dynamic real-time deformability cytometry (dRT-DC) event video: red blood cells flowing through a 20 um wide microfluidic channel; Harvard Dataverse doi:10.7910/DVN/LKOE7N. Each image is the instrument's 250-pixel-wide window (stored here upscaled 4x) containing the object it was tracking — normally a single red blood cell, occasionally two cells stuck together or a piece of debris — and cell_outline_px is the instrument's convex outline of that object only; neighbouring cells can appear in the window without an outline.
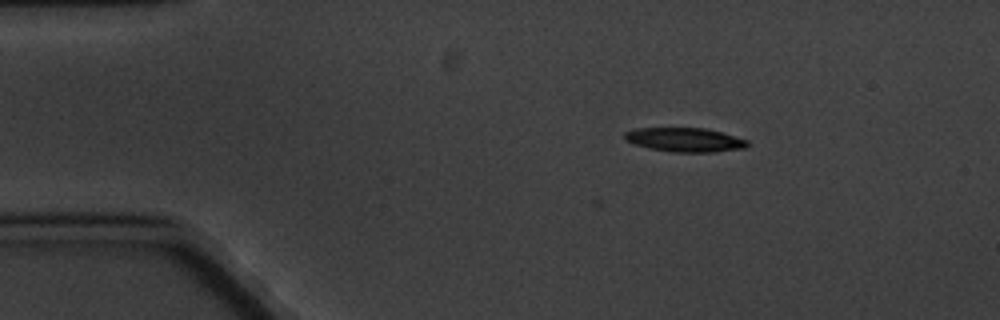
{"species": "common noctule bat (a hibernating species)", "species_latin": "Nyctalus noctula", "temperature_condition": "cold", "stored_images_in_passage": 3, "camera_frame_rate_fps": 3000, "um_per_image_px": 0.085, "animal": {"sex": "male", "body_mass_g": 20.1, "forearm_length_mm": 53.5}, "frame": {"image": 1, "passage_image": 2, "time_ms": 1.333, "image_size_px": [1000, 320], "cell_outline_px": [[748, 144], [744, 148], [716, 152], [672, 152], [648, 148], [624, 140], [624, 132], [636, 128], [704, 128], [720, 132], [748, 140]], "centroid_in_image_um": [58.18, 11.88], "position_along_channel_um": 26.8, "area_um2": 17.17}}